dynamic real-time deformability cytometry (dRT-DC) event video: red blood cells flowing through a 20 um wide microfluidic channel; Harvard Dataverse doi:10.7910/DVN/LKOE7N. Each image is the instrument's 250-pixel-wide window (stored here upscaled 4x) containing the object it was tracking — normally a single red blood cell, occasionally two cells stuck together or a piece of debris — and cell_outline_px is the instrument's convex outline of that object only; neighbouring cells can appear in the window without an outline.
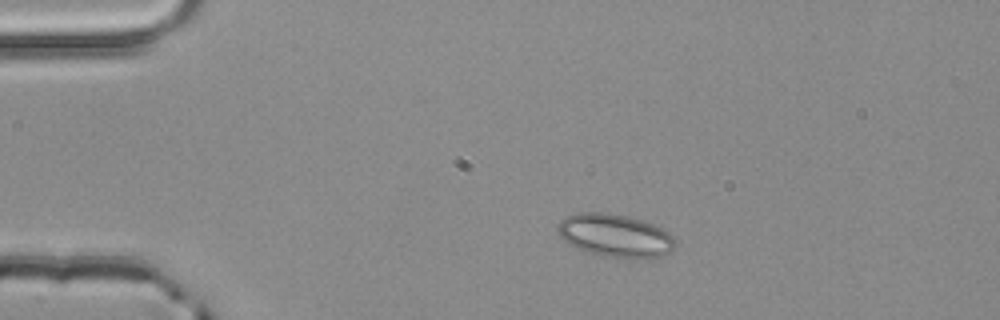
{"species": "common noctule bat (a hibernating species)", "species_latin": "Nyctalus noctula", "temperature_condition": "room temperature", "stored_images_in_passage": 2, "camera_frame_rate_fps": 3000, "um_per_image_px": 0.085, "animal": {"sex": "male", "body_mass_g": 20.4}, "frame": {"image": 1, "passage_image": 1, "time_ms": 0.0, "image_size_px": [1000, 320], "cell_outline_px": [[676, 244], [664, 256], [648, 260], [636, 260], [608, 256], [588, 252], [568, 244], [560, 236], [556, 228], [560, 220], [568, 216], [580, 212], [600, 212], [628, 216], [664, 228], [676, 240]], "centroid_in_image_um": [52.32, 20.05], "position_along_channel_um": 32.7, "area_um2": 29.77}}